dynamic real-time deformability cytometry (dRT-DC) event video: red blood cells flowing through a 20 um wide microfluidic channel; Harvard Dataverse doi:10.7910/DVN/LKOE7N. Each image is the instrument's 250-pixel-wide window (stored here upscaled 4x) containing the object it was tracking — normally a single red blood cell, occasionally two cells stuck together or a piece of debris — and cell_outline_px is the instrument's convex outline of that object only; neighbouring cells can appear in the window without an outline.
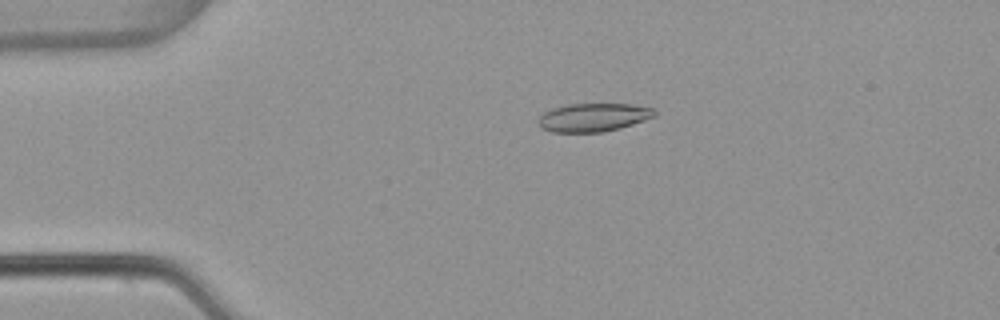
{"species": "common noctule bat (a hibernating species)", "species_latin": "Nyctalus noctula", "temperature_condition": "warm", "stored_images_in_passage": 54, "camera_frame_rate_fps": 3000, "um_per_image_px": 0.085, "animal": {"sex": "female", "body_mass_g": 22.7, "forearm_length_mm": 54.2}, "frame": {"image": 1, "passage_image": 12, "time_ms": 3.667, "image_size_px": [1000, 320], "cell_outline_px": [[656, 116], [620, 128], [600, 132], [552, 132], [540, 128], [536, 120], [544, 112], [552, 108], [568, 104], [632, 104], [652, 108], [656, 112]], "centroid_in_image_um": [50.39, 9.98], "position_along_channel_um": 34.6, "area_um2": 19.25}}
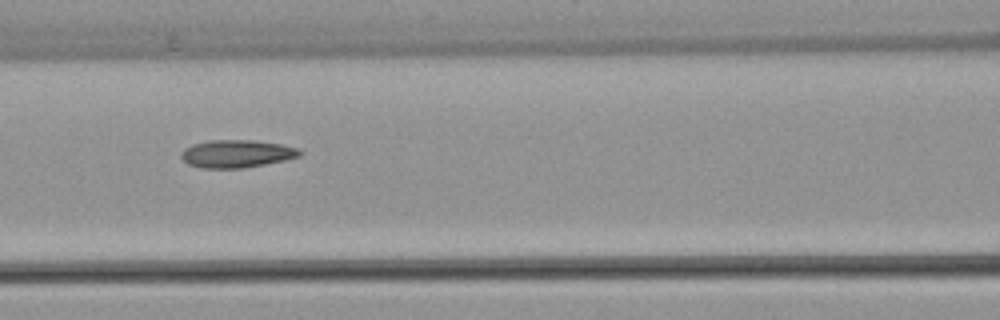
{"frame": {"image": 2, "passage_image": 24, "time_ms": 7.667, "image_size_px": [1000, 320], "cell_outline_px": [[304, 152], [300, 156], [284, 160], [244, 168], [200, 168], [188, 164], [180, 156], [180, 152], [184, 148], [192, 144], [208, 140], [256, 140], [280, 144], [300, 148]], "centroid_in_image_um": [20.11, 13.06], "position_along_channel_um": 146.5, "area_um2": 19.36}}
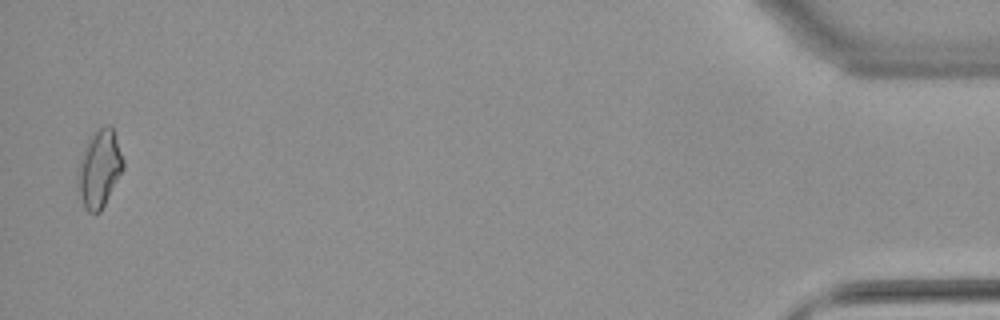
{"frame": {"image": 3, "passage_image": 53, "time_ms": 17.333, "image_size_px": [1000, 320], "cell_outline_px": [[124, 168], [100, 212], [88, 212], [84, 208], [76, 176], [76, 168], [84, 148], [92, 132], [104, 124], [112, 124], [124, 160]], "centroid_in_image_um": [8.44, 14.27], "position_along_channel_um": 426.8, "area_um2": 20.69}, "authors_computed_cell_mechanics": {"area_um2": 18.8428, "velocity_mm_per_s": 3.8442, "shape_relaxation_time_tau1_ms": null, "shape_relaxation_time_tau2_ms": 2.9618, "deformation_change_tau1": null, "deformation_change_tau2": 0.1075}}